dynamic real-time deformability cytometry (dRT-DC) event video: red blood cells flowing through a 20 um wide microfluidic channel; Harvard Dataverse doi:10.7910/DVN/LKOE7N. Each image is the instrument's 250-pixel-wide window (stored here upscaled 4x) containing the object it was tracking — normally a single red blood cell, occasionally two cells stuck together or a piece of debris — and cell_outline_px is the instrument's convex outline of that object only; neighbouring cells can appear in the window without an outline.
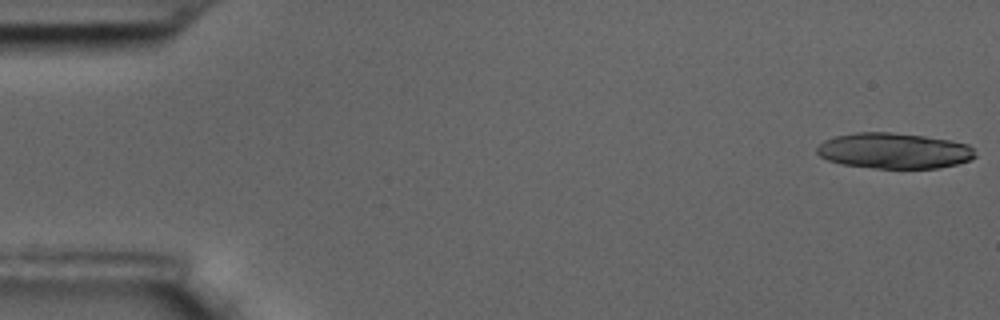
{"species": "common noctule bat (a hibernating species)", "species_latin": "Nyctalus noctula", "temperature_condition": "room temperature", "stored_images_in_passage": 17, "camera_frame_rate_fps": 3000, "um_per_image_px": 0.085, "animal": {"sex": "male", "body_mass_g": 17.5, "forearm_length_mm": 52.3}, "frame": {"image": 1, "passage_image": 1, "time_ms": 0.0, "image_size_px": [1000, 320], "cell_outline_px": [[976, 156], [972, 160], [956, 164], [936, 168], [876, 168], [840, 164], [828, 160], [820, 156], [816, 152], [816, 148], [824, 140], [836, 136], [856, 132], [892, 132], [924, 136], [952, 140], [968, 144], [972, 148]], "centroid_in_image_um": [75.99, 12.81], "position_along_channel_um": 9.0, "area_um2": 33.0}}